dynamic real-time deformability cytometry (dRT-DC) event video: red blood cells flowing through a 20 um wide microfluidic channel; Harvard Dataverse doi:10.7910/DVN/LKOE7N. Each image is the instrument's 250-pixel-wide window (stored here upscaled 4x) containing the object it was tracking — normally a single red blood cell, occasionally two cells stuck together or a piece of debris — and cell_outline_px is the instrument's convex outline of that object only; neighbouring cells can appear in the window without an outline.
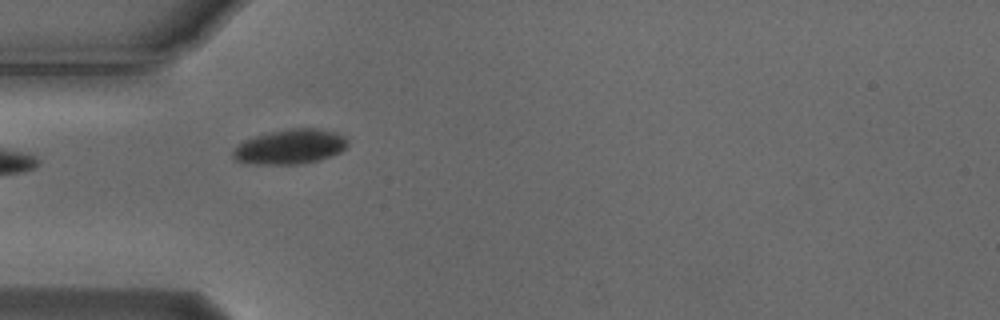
{"species": "Egyptian fruit bat (a non-hibernating species)", "species_latin": "Rousettus aegyptiacus", "temperature_condition": "cold", "stored_images_in_passage": 4, "camera_frame_rate_fps": 3000, "um_per_image_px": 0.085, "animal": {"sex": "male"}, "frame": {"image": 1, "passage_image": 1, "time_ms": 0.0, "image_size_px": [1000, 320], "cell_outline_px": [[348, 144], [340, 152], [332, 156], [316, 160], [296, 164], [256, 164], [236, 160], [232, 156], [232, 152], [236, 144], [244, 140], [256, 136], [272, 132], [292, 128], [316, 128], [336, 132], [344, 136], [348, 140]], "centroid_in_image_um": [24.66, 12.46], "position_along_channel_um": 60.3, "area_um2": 23.06}}